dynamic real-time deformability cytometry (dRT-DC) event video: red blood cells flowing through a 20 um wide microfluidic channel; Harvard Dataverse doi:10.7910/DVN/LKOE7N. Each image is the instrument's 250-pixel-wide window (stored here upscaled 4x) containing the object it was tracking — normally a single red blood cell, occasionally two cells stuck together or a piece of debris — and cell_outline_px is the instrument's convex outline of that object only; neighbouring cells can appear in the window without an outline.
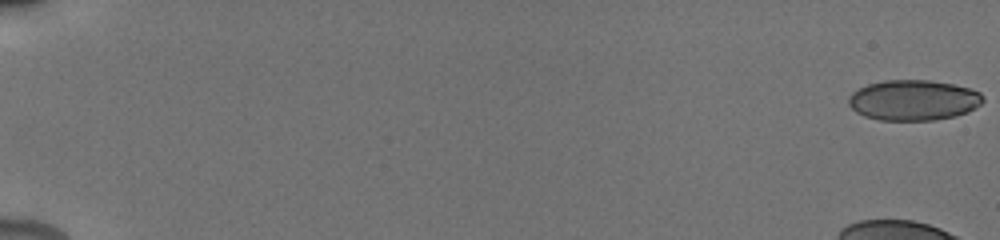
{"species": "human", "species_latin": "Homo sapiens", "temperature_condition": "cold", "stored_images_in_passage": 18, "camera_frame_rate_fps": 3000, "um_per_image_px": 0.085, "donor": {"sex": "male"}, "frame": {"image": 1, "passage_image": 1, "time_ms": 0.0, "image_size_px": [1000, 240], "cell_outline_px": [[984, 100], [976, 108], [968, 112], [956, 116], [936, 120], [880, 120], [864, 116], [856, 112], [848, 104], [848, 96], [852, 92], [868, 84], [884, 80], [928, 80], [952, 84], [968, 88], [980, 92], [984, 96]], "centroid_in_image_um": [77.65, 8.52], "position_along_channel_um": 7.4, "area_um2": 31.85}}